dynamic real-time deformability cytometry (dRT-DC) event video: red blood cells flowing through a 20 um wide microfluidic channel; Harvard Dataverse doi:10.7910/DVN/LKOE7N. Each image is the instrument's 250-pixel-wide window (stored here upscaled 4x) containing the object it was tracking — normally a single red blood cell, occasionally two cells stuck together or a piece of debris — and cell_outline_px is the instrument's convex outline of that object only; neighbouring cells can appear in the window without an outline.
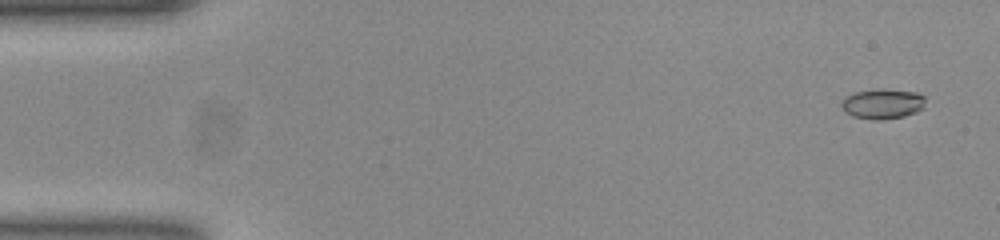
{"species": "common noctule bat (a hibernating species)", "species_latin": "Nyctalus noctula", "temperature_condition": "room temperature", "stored_images_in_passage": 53, "camera_frame_rate_fps": 3000, "um_per_image_px": 0.085, "animal": {"sex": "female", "body_mass_g": 23.0, "forearm_length_mm": 53.4}, "frame": {"image": 1, "passage_image": 3, "time_ms": 0.667, "image_size_px": [1000, 240], "cell_outline_px": [[924, 108], [916, 112], [904, 116], [884, 120], [872, 120], [852, 116], [840, 104], [848, 96], [856, 92], [916, 92], [924, 96]], "centroid_in_image_um": [75.06, 8.9], "position_along_channel_um": 9.9, "area_um2": 13.76}}
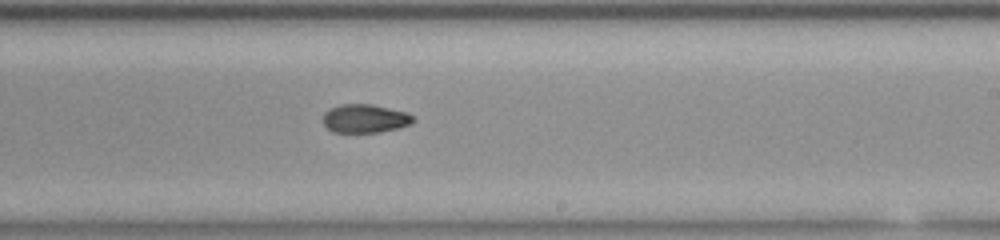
{"frame": {"image": 2, "passage_image": 32, "time_ms": 10.333, "image_size_px": [1000, 240], "cell_outline_px": [[416, 120], [412, 124], [400, 128], [380, 132], [332, 132], [324, 124], [324, 112], [328, 108], [340, 104], [372, 104], [408, 112], [416, 116]], "centroid_in_image_um": [31.08, 10.07], "position_along_channel_um": 257.9, "area_um2": 15.32}}
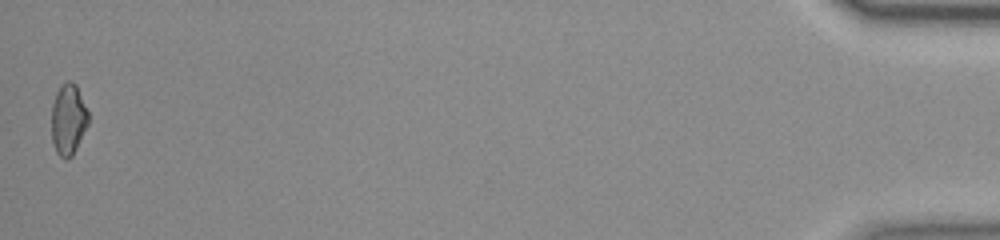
{"frame": {"image": 3, "passage_image": 53, "time_ms": 17.333, "image_size_px": [1000, 240], "cell_outline_px": [[88, 124], [72, 156], [68, 160], [64, 160], [56, 152], [52, 140], [52, 104], [56, 92], [60, 84], [68, 80], [72, 80], [76, 84], [88, 112]], "centroid_in_image_um": [5.79, 10.13], "position_along_channel_um": 429.4, "area_um2": 15.32}, "authors_computed_cell_mechanics": {"area_um2": 15.317, "velocity_mm_per_s": 3.8811, "shape_relaxation_time_tau1_ms": null, "shape_relaxation_time_tau2_ms": 2.0197, "deformation_change_tau1": null, "deformation_change_tau2": 0.057}}